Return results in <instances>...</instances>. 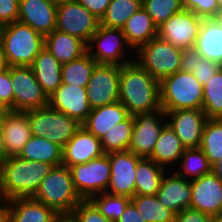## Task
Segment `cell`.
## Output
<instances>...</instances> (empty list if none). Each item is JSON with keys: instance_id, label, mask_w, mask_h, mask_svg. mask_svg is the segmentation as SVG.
<instances>
[{"instance_id": "d6986e66", "label": "cell", "mask_w": 222, "mask_h": 222, "mask_svg": "<svg viewBox=\"0 0 222 222\" xmlns=\"http://www.w3.org/2000/svg\"><path fill=\"white\" fill-rule=\"evenodd\" d=\"M56 10L57 5L49 0H19L18 22L45 36L56 29Z\"/></svg>"}, {"instance_id": "603a6c76", "label": "cell", "mask_w": 222, "mask_h": 222, "mask_svg": "<svg viewBox=\"0 0 222 222\" xmlns=\"http://www.w3.org/2000/svg\"><path fill=\"white\" fill-rule=\"evenodd\" d=\"M6 202V222H52L57 212L33 197Z\"/></svg>"}, {"instance_id": "ab89813d", "label": "cell", "mask_w": 222, "mask_h": 222, "mask_svg": "<svg viewBox=\"0 0 222 222\" xmlns=\"http://www.w3.org/2000/svg\"><path fill=\"white\" fill-rule=\"evenodd\" d=\"M142 7L157 27L184 8L183 0H142Z\"/></svg>"}, {"instance_id": "7bdbcfd3", "label": "cell", "mask_w": 222, "mask_h": 222, "mask_svg": "<svg viewBox=\"0 0 222 222\" xmlns=\"http://www.w3.org/2000/svg\"><path fill=\"white\" fill-rule=\"evenodd\" d=\"M0 101L13 111V87L11 82V67L4 66L0 70Z\"/></svg>"}, {"instance_id": "ba28073f", "label": "cell", "mask_w": 222, "mask_h": 222, "mask_svg": "<svg viewBox=\"0 0 222 222\" xmlns=\"http://www.w3.org/2000/svg\"><path fill=\"white\" fill-rule=\"evenodd\" d=\"M86 46L87 53L97 64L122 66L135 61V57L132 56L135 51L127 43L123 30L119 28L99 25Z\"/></svg>"}, {"instance_id": "d6a6232c", "label": "cell", "mask_w": 222, "mask_h": 222, "mask_svg": "<svg viewBox=\"0 0 222 222\" xmlns=\"http://www.w3.org/2000/svg\"><path fill=\"white\" fill-rule=\"evenodd\" d=\"M134 127V116L129 115L104 134L99 140L104 153L127 151Z\"/></svg>"}, {"instance_id": "f6af8a7d", "label": "cell", "mask_w": 222, "mask_h": 222, "mask_svg": "<svg viewBox=\"0 0 222 222\" xmlns=\"http://www.w3.org/2000/svg\"><path fill=\"white\" fill-rule=\"evenodd\" d=\"M19 0H0V24L7 25L18 21Z\"/></svg>"}, {"instance_id": "2e32d148", "label": "cell", "mask_w": 222, "mask_h": 222, "mask_svg": "<svg viewBox=\"0 0 222 222\" xmlns=\"http://www.w3.org/2000/svg\"><path fill=\"white\" fill-rule=\"evenodd\" d=\"M167 124L187 148L200 147L204 126L208 120L201 109H180L165 112Z\"/></svg>"}, {"instance_id": "db71d44e", "label": "cell", "mask_w": 222, "mask_h": 222, "mask_svg": "<svg viewBox=\"0 0 222 222\" xmlns=\"http://www.w3.org/2000/svg\"><path fill=\"white\" fill-rule=\"evenodd\" d=\"M0 222H6V202L0 200Z\"/></svg>"}, {"instance_id": "4dcf8cb0", "label": "cell", "mask_w": 222, "mask_h": 222, "mask_svg": "<svg viewBox=\"0 0 222 222\" xmlns=\"http://www.w3.org/2000/svg\"><path fill=\"white\" fill-rule=\"evenodd\" d=\"M167 171L152 159L141 158L136 168L135 195H156Z\"/></svg>"}, {"instance_id": "83f0119b", "label": "cell", "mask_w": 222, "mask_h": 222, "mask_svg": "<svg viewBox=\"0 0 222 222\" xmlns=\"http://www.w3.org/2000/svg\"><path fill=\"white\" fill-rule=\"evenodd\" d=\"M122 30L127 43L136 51L141 45L157 37L158 27L141 7L127 20Z\"/></svg>"}, {"instance_id": "6da1fadb", "label": "cell", "mask_w": 222, "mask_h": 222, "mask_svg": "<svg viewBox=\"0 0 222 222\" xmlns=\"http://www.w3.org/2000/svg\"><path fill=\"white\" fill-rule=\"evenodd\" d=\"M119 102L132 116L161 109L159 81L136 61L120 66Z\"/></svg>"}, {"instance_id": "9c48e42d", "label": "cell", "mask_w": 222, "mask_h": 222, "mask_svg": "<svg viewBox=\"0 0 222 222\" xmlns=\"http://www.w3.org/2000/svg\"><path fill=\"white\" fill-rule=\"evenodd\" d=\"M74 187L82 199L106 192L111 167L108 153L84 164L70 167Z\"/></svg>"}, {"instance_id": "b9f144b4", "label": "cell", "mask_w": 222, "mask_h": 222, "mask_svg": "<svg viewBox=\"0 0 222 222\" xmlns=\"http://www.w3.org/2000/svg\"><path fill=\"white\" fill-rule=\"evenodd\" d=\"M183 7L202 19H211L220 10L217 0H183Z\"/></svg>"}, {"instance_id": "ffe728a7", "label": "cell", "mask_w": 222, "mask_h": 222, "mask_svg": "<svg viewBox=\"0 0 222 222\" xmlns=\"http://www.w3.org/2000/svg\"><path fill=\"white\" fill-rule=\"evenodd\" d=\"M104 154L99 138L88 132L83 126L64 145L62 165L71 167L84 164Z\"/></svg>"}, {"instance_id": "30bf717a", "label": "cell", "mask_w": 222, "mask_h": 222, "mask_svg": "<svg viewBox=\"0 0 222 222\" xmlns=\"http://www.w3.org/2000/svg\"><path fill=\"white\" fill-rule=\"evenodd\" d=\"M13 111L27 112L48 105V96L38 83L31 66L11 67Z\"/></svg>"}, {"instance_id": "1f68e13d", "label": "cell", "mask_w": 222, "mask_h": 222, "mask_svg": "<svg viewBox=\"0 0 222 222\" xmlns=\"http://www.w3.org/2000/svg\"><path fill=\"white\" fill-rule=\"evenodd\" d=\"M176 166L173 171L190 181L212 172V165L200 147L185 149Z\"/></svg>"}, {"instance_id": "c3c4849f", "label": "cell", "mask_w": 222, "mask_h": 222, "mask_svg": "<svg viewBox=\"0 0 222 222\" xmlns=\"http://www.w3.org/2000/svg\"><path fill=\"white\" fill-rule=\"evenodd\" d=\"M77 1L99 20H101V18L105 15L107 7L111 2V0H77Z\"/></svg>"}, {"instance_id": "6f0895ef", "label": "cell", "mask_w": 222, "mask_h": 222, "mask_svg": "<svg viewBox=\"0 0 222 222\" xmlns=\"http://www.w3.org/2000/svg\"><path fill=\"white\" fill-rule=\"evenodd\" d=\"M211 222H222V217L214 215L211 217Z\"/></svg>"}, {"instance_id": "f1b7e54d", "label": "cell", "mask_w": 222, "mask_h": 222, "mask_svg": "<svg viewBox=\"0 0 222 222\" xmlns=\"http://www.w3.org/2000/svg\"><path fill=\"white\" fill-rule=\"evenodd\" d=\"M62 152L58 144L32 135L17 156L56 167L62 165Z\"/></svg>"}, {"instance_id": "680465c9", "label": "cell", "mask_w": 222, "mask_h": 222, "mask_svg": "<svg viewBox=\"0 0 222 222\" xmlns=\"http://www.w3.org/2000/svg\"><path fill=\"white\" fill-rule=\"evenodd\" d=\"M3 28H4V26L0 24V52H1V49H2Z\"/></svg>"}, {"instance_id": "8fae6325", "label": "cell", "mask_w": 222, "mask_h": 222, "mask_svg": "<svg viewBox=\"0 0 222 222\" xmlns=\"http://www.w3.org/2000/svg\"><path fill=\"white\" fill-rule=\"evenodd\" d=\"M99 25L100 20L77 0L57 5L56 29L82 40L86 45Z\"/></svg>"}, {"instance_id": "7a4b0ae2", "label": "cell", "mask_w": 222, "mask_h": 222, "mask_svg": "<svg viewBox=\"0 0 222 222\" xmlns=\"http://www.w3.org/2000/svg\"><path fill=\"white\" fill-rule=\"evenodd\" d=\"M53 167L19 156L9 157L0 168L1 199L33 197Z\"/></svg>"}, {"instance_id": "e0dca14e", "label": "cell", "mask_w": 222, "mask_h": 222, "mask_svg": "<svg viewBox=\"0 0 222 222\" xmlns=\"http://www.w3.org/2000/svg\"><path fill=\"white\" fill-rule=\"evenodd\" d=\"M48 105L81 124L87 119L92 108L88 102L86 87L62 83L50 96Z\"/></svg>"}, {"instance_id": "91938a15", "label": "cell", "mask_w": 222, "mask_h": 222, "mask_svg": "<svg viewBox=\"0 0 222 222\" xmlns=\"http://www.w3.org/2000/svg\"><path fill=\"white\" fill-rule=\"evenodd\" d=\"M49 1L58 5V4L65 3L66 1H70V0H49Z\"/></svg>"}, {"instance_id": "f5cc1de1", "label": "cell", "mask_w": 222, "mask_h": 222, "mask_svg": "<svg viewBox=\"0 0 222 222\" xmlns=\"http://www.w3.org/2000/svg\"><path fill=\"white\" fill-rule=\"evenodd\" d=\"M212 173L222 181V159L218 160L212 165Z\"/></svg>"}, {"instance_id": "3957f363", "label": "cell", "mask_w": 222, "mask_h": 222, "mask_svg": "<svg viewBox=\"0 0 222 222\" xmlns=\"http://www.w3.org/2000/svg\"><path fill=\"white\" fill-rule=\"evenodd\" d=\"M44 48V36L21 22L4 25L1 55L6 67L31 66Z\"/></svg>"}, {"instance_id": "bcb514c9", "label": "cell", "mask_w": 222, "mask_h": 222, "mask_svg": "<svg viewBox=\"0 0 222 222\" xmlns=\"http://www.w3.org/2000/svg\"><path fill=\"white\" fill-rule=\"evenodd\" d=\"M211 217L212 216L198 210L186 208L175 214L174 222H211Z\"/></svg>"}, {"instance_id": "f35d334b", "label": "cell", "mask_w": 222, "mask_h": 222, "mask_svg": "<svg viewBox=\"0 0 222 222\" xmlns=\"http://www.w3.org/2000/svg\"><path fill=\"white\" fill-rule=\"evenodd\" d=\"M90 200L106 218L113 222L120 218L126 206L131 202L130 197L110 195L105 192L92 196Z\"/></svg>"}, {"instance_id": "ee69618b", "label": "cell", "mask_w": 222, "mask_h": 222, "mask_svg": "<svg viewBox=\"0 0 222 222\" xmlns=\"http://www.w3.org/2000/svg\"><path fill=\"white\" fill-rule=\"evenodd\" d=\"M221 67L222 65L202 57V59L197 61L195 69L192 73L195 78L204 86L211 78V76H213Z\"/></svg>"}, {"instance_id": "277c9868", "label": "cell", "mask_w": 222, "mask_h": 222, "mask_svg": "<svg viewBox=\"0 0 222 222\" xmlns=\"http://www.w3.org/2000/svg\"><path fill=\"white\" fill-rule=\"evenodd\" d=\"M160 105L164 112L203 108V85L193 73L177 71L159 82Z\"/></svg>"}, {"instance_id": "94428289", "label": "cell", "mask_w": 222, "mask_h": 222, "mask_svg": "<svg viewBox=\"0 0 222 222\" xmlns=\"http://www.w3.org/2000/svg\"><path fill=\"white\" fill-rule=\"evenodd\" d=\"M4 62H3V58H2V55H1V52H0V70L4 67Z\"/></svg>"}, {"instance_id": "11a10c76", "label": "cell", "mask_w": 222, "mask_h": 222, "mask_svg": "<svg viewBox=\"0 0 222 222\" xmlns=\"http://www.w3.org/2000/svg\"><path fill=\"white\" fill-rule=\"evenodd\" d=\"M219 28L222 29V10H219L212 18Z\"/></svg>"}, {"instance_id": "9f6ffc18", "label": "cell", "mask_w": 222, "mask_h": 222, "mask_svg": "<svg viewBox=\"0 0 222 222\" xmlns=\"http://www.w3.org/2000/svg\"><path fill=\"white\" fill-rule=\"evenodd\" d=\"M8 111L4 104L0 101V118Z\"/></svg>"}, {"instance_id": "cb8c5ba5", "label": "cell", "mask_w": 222, "mask_h": 222, "mask_svg": "<svg viewBox=\"0 0 222 222\" xmlns=\"http://www.w3.org/2000/svg\"><path fill=\"white\" fill-rule=\"evenodd\" d=\"M128 116L127 109L118 101L93 108L82 126L100 139L106 132L124 121Z\"/></svg>"}, {"instance_id": "836d02e7", "label": "cell", "mask_w": 222, "mask_h": 222, "mask_svg": "<svg viewBox=\"0 0 222 222\" xmlns=\"http://www.w3.org/2000/svg\"><path fill=\"white\" fill-rule=\"evenodd\" d=\"M96 65L87 52L78 59L62 64V83L86 87Z\"/></svg>"}, {"instance_id": "d4e9b609", "label": "cell", "mask_w": 222, "mask_h": 222, "mask_svg": "<svg viewBox=\"0 0 222 222\" xmlns=\"http://www.w3.org/2000/svg\"><path fill=\"white\" fill-rule=\"evenodd\" d=\"M44 47L61 64L78 59L87 52L82 40L57 29L44 36Z\"/></svg>"}, {"instance_id": "e575fe53", "label": "cell", "mask_w": 222, "mask_h": 222, "mask_svg": "<svg viewBox=\"0 0 222 222\" xmlns=\"http://www.w3.org/2000/svg\"><path fill=\"white\" fill-rule=\"evenodd\" d=\"M131 202L146 222L175 221V213L164 207L156 195H134Z\"/></svg>"}, {"instance_id": "52a82bcc", "label": "cell", "mask_w": 222, "mask_h": 222, "mask_svg": "<svg viewBox=\"0 0 222 222\" xmlns=\"http://www.w3.org/2000/svg\"><path fill=\"white\" fill-rule=\"evenodd\" d=\"M26 113L33 136L49 139L62 148L82 127L77 119L71 118L49 105Z\"/></svg>"}, {"instance_id": "5bb4252c", "label": "cell", "mask_w": 222, "mask_h": 222, "mask_svg": "<svg viewBox=\"0 0 222 222\" xmlns=\"http://www.w3.org/2000/svg\"><path fill=\"white\" fill-rule=\"evenodd\" d=\"M166 124V114L162 109L134 115V127L128 150L142 158H148Z\"/></svg>"}, {"instance_id": "7dc6e473", "label": "cell", "mask_w": 222, "mask_h": 222, "mask_svg": "<svg viewBox=\"0 0 222 222\" xmlns=\"http://www.w3.org/2000/svg\"><path fill=\"white\" fill-rule=\"evenodd\" d=\"M200 59H202V55L195 47L183 50L180 71L192 73Z\"/></svg>"}, {"instance_id": "8992f818", "label": "cell", "mask_w": 222, "mask_h": 222, "mask_svg": "<svg viewBox=\"0 0 222 222\" xmlns=\"http://www.w3.org/2000/svg\"><path fill=\"white\" fill-rule=\"evenodd\" d=\"M182 51L157 36L141 45L133 56L143 69L160 82L180 71Z\"/></svg>"}, {"instance_id": "484cf974", "label": "cell", "mask_w": 222, "mask_h": 222, "mask_svg": "<svg viewBox=\"0 0 222 222\" xmlns=\"http://www.w3.org/2000/svg\"><path fill=\"white\" fill-rule=\"evenodd\" d=\"M184 151L185 147L181 140L176 136L174 130L166 124L160 133L152 154L148 158L152 159L157 165L168 169V171L171 168L173 171Z\"/></svg>"}, {"instance_id": "f546056e", "label": "cell", "mask_w": 222, "mask_h": 222, "mask_svg": "<svg viewBox=\"0 0 222 222\" xmlns=\"http://www.w3.org/2000/svg\"><path fill=\"white\" fill-rule=\"evenodd\" d=\"M203 58L222 65V29L211 19H204L195 44Z\"/></svg>"}, {"instance_id": "f907efd6", "label": "cell", "mask_w": 222, "mask_h": 222, "mask_svg": "<svg viewBox=\"0 0 222 222\" xmlns=\"http://www.w3.org/2000/svg\"><path fill=\"white\" fill-rule=\"evenodd\" d=\"M52 222H80L74 212L57 213Z\"/></svg>"}, {"instance_id": "4fadbf2b", "label": "cell", "mask_w": 222, "mask_h": 222, "mask_svg": "<svg viewBox=\"0 0 222 222\" xmlns=\"http://www.w3.org/2000/svg\"><path fill=\"white\" fill-rule=\"evenodd\" d=\"M120 66L97 64L86 86L90 107L96 108L119 101Z\"/></svg>"}, {"instance_id": "7402d4cb", "label": "cell", "mask_w": 222, "mask_h": 222, "mask_svg": "<svg viewBox=\"0 0 222 222\" xmlns=\"http://www.w3.org/2000/svg\"><path fill=\"white\" fill-rule=\"evenodd\" d=\"M156 196L164 207L177 214L183 209L190 208L191 181L169 170L164 175Z\"/></svg>"}, {"instance_id": "be15d7a7", "label": "cell", "mask_w": 222, "mask_h": 222, "mask_svg": "<svg viewBox=\"0 0 222 222\" xmlns=\"http://www.w3.org/2000/svg\"><path fill=\"white\" fill-rule=\"evenodd\" d=\"M217 215L220 216V217H222V204H221L220 210H219V212H218Z\"/></svg>"}, {"instance_id": "d590c367", "label": "cell", "mask_w": 222, "mask_h": 222, "mask_svg": "<svg viewBox=\"0 0 222 222\" xmlns=\"http://www.w3.org/2000/svg\"><path fill=\"white\" fill-rule=\"evenodd\" d=\"M142 7V0H111L101 26L122 29L127 20Z\"/></svg>"}, {"instance_id": "681fc988", "label": "cell", "mask_w": 222, "mask_h": 222, "mask_svg": "<svg viewBox=\"0 0 222 222\" xmlns=\"http://www.w3.org/2000/svg\"><path fill=\"white\" fill-rule=\"evenodd\" d=\"M116 222H146L137 211L136 206L130 202L123 214Z\"/></svg>"}, {"instance_id": "6125c7cd", "label": "cell", "mask_w": 222, "mask_h": 222, "mask_svg": "<svg viewBox=\"0 0 222 222\" xmlns=\"http://www.w3.org/2000/svg\"><path fill=\"white\" fill-rule=\"evenodd\" d=\"M217 3H218V6H219V9L222 10V0H217Z\"/></svg>"}, {"instance_id": "816d5d0a", "label": "cell", "mask_w": 222, "mask_h": 222, "mask_svg": "<svg viewBox=\"0 0 222 222\" xmlns=\"http://www.w3.org/2000/svg\"><path fill=\"white\" fill-rule=\"evenodd\" d=\"M9 157L6 154L2 131L0 128V168Z\"/></svg>"}, {"instance_id": "5b68a950", "label": "cell", "mask_w": 222, "mask_h": 222, "mask_svg": "<svg viewBox=\"0 0 222 222\" xmlns=\"http://www.w3.org/2000/svg\"><path fill=\"white\" fill-rule=\"evenodd\" d=\"M33 198L57 213L73 212L83 200L74 187L70 168L64 165L51 169Z\"/></svg>"}, {"instance_id": "8d00e7d4", "label": "cell", "mask_w": 222, "mask_h": 222, "mask_svg": "<svg viewBox=\"0 0 222 222\" xmlns=\"http://www.w3.org/2000/svg\"><path fill=\"white\" fill-rule=\"evenodd\" d=\"M208 119H222V67L203 86V108Z\"/></svg>"}, {"instance_id": "74e56055", "label": "cell", "mask_w": 222, "mask_h": 222, "mask_svg": "<svg viewBox=\"0 0 222 222\" xmlns=\"http://www.w3.org/2000/svg\"><path fill=\"white\" fill-rule=\"evenodd\" d=\"M200 148L211 165L222 159V119L207 120Z\"/></svg>"}, {"instance_id": "9a60e30c", "label": "cell", "mask_w": 222, "mask_h": 222, "mask_svg": "<svg viewBox=\"0 0 222 222\" xmlns=\"http://www.w3.org/2000/svg\"><path fill=\"white\" fill-rule=\"evenodd\" d=\"M111 174L107 194L127 196L135 195V176L138 161L142 158L131 151L108 153Z\"/></svg>"}, {"instance_id": "7c38bea8", "label": "cell", "mask_w": 222, "mask_h": 222, "mask_svg": "<svg viewBox=\"0 0 222 222\" xmlns=\"http://www.w3.org/2000/svg\"><path fill=\"white\" fill-rule=\"evenodd\" d=\"M203 20L183 8L158 26L157 36L182 50L193 48Z\"/></svg>"}, {"instance_id": "44dd1931", "label": "cell", "mask_w": 222, "mask_h": 222, "mask_svg": "<svg viewBox=\"0 0 222 222\" xmlns=\"http://www.w3.org/2000/svg\"><path fill=\"white\" fill-rule=\"evenodd\" d=\"M0 128L8 157L17 156L32 136L26 112L8 110L0 118Z\"/></svg>"}, {"instance_id": "60d3db41", "label": "cell", "mask_w": 222, "mask_h": 222, "mask_svg": "<svg viewBox=\"0 0 222 222\" xmlns=\"http://www.w3.org/2000/svg\"><path fill=\"white\" fill-rule=\"evenodd\" d=\"M73 212L80 222H113L106 218L90 199H83Z\"/></svg>"}, {"instance_id": "4316f807", "label": "cell", "mask_w": 222, "mask_h": 222, "mask_svg": "<svg viewBox=\"0 0 222 222\" xmlns=\"http://www.w3.org/2000/svg\"><path fill=\"white\" fill-rule=\"evenodd\" d=\"M31 68L47 96L62 84V64L45 47L35 58Z\"/></svg>"}, {"instance_id": "ac0fdd59", "label": "cell", "mask_w": 222, "mask_h": 222, "mask_svg": "<svg viewBox=\"0 0 222 222\" xmlns=\"http://www.w3.org/2000/svg\"><path fill=\"white\" fill-rule=\"evenodd\" d=\"M190 208L210 216L217 215L222 204V181L212 172L191 180Z\"/></svg>"}]
</instances>
